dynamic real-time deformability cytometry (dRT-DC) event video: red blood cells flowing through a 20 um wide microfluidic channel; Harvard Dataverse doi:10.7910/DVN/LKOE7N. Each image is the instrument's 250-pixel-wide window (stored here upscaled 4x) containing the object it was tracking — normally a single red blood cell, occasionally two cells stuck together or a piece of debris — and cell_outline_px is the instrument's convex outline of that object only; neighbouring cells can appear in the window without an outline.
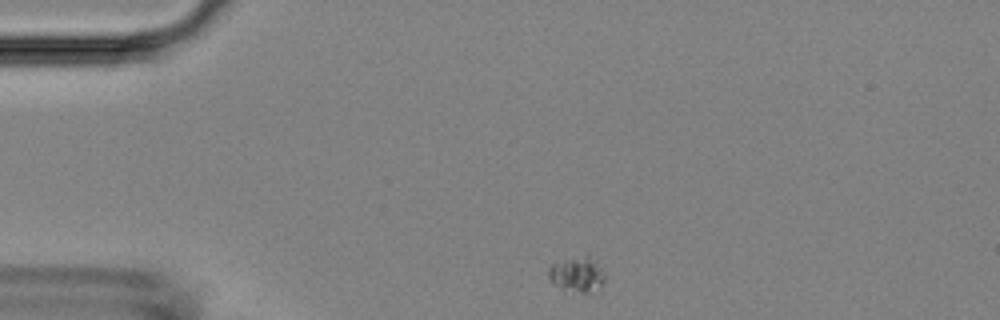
{"species": "Egyptian fruit bat (a non-hibernating species)", "species_latin": "Rousettus aegyptiacus", "temperature_condition": "room temperature", "stored_images_in_passage": 2, "camera_frame_rate_fps": 3000, "um_per_image_px": 0.085, "animal": {"sex": "female"}, "frame": {"image": 1, "passage_image": 1, "time_ms": 0.0, "image_size_px": [1000, 320], "cell_outline_px": [[604, 284], [600, 288], [584, 292], [580, 292], [564, 288], [552, 284], [548, 280], [548, 268], [552, 264], [588, 252], [596, 260], [604, 272]], "centroid_in_image_um": [49.07, 23.26], "position_along_channel_um": 35.9, "area_um2": 11.73}}